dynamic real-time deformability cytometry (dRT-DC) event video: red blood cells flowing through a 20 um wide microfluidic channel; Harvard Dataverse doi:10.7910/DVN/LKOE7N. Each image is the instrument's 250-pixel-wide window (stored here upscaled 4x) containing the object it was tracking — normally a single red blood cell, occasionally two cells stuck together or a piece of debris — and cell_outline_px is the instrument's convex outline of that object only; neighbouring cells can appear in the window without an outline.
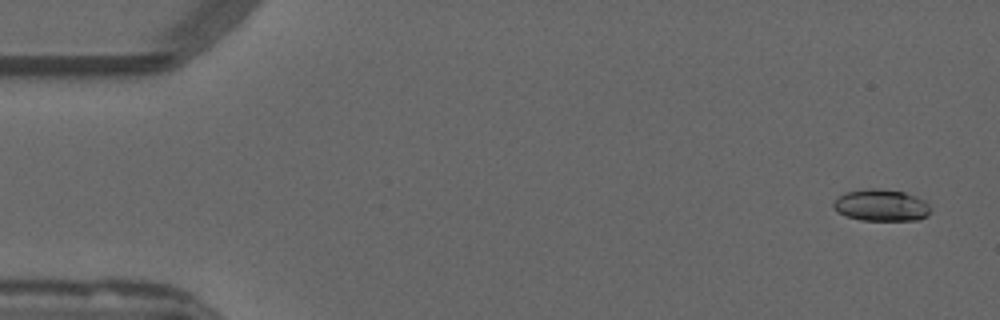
{"species": "common noctule bat (a hibernating species)", "species_latin": "Nyctalus noctula", "temperature_condition": "warm", "stored_images_in_passage": 52, "camera_frame_rate_fps": 3000, "um_per_image_px": 0.085, "animal": {"sex": "male", "forearm_length_mm": 52.5}, "frame": {"image": 1, "passage_image": 1, "time_ms": 0.0, "image_size_px": [1000, 320], "cell_outline_px": [[932, 212], [928, 216], [920, 220], [860, 220], [836, 212], [832, 204], [844, 192], [872, 188], [876, 188], [904, 192], [916, 196], [924, 200], [932, 208]], "centroid_in_image_um": [74.95, 17.46], "position_along_channel_um": 10.1, "area_um2": 18.09}}
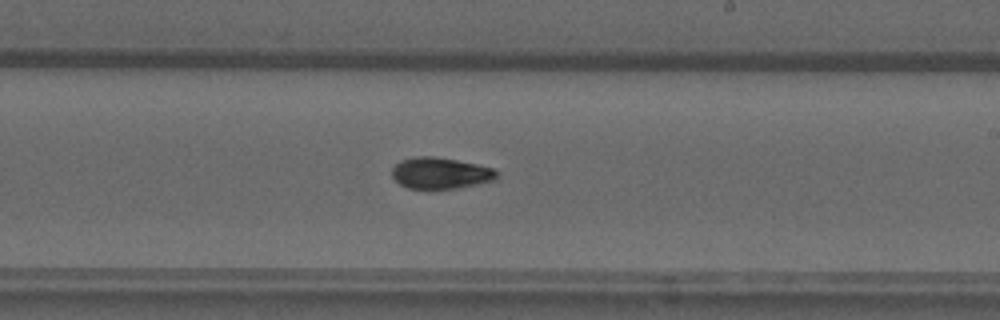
{"frame": {"image": 2, "passage_image": 30, "time_ms": 9.667, "image_size_px": [1000, 320], "cell_outline_px": [[496, 180], [456, 188], [432, 192], [408, 188], [400, 184], [392, 176], [392, 168], [400, 160], [416, 156], [432, 156], [456, 160], [496, 168]], "centroid_in_image_um": [37.41, 14.75], "position_along_channel_um": 251.6, "area_um2": 19.65}}
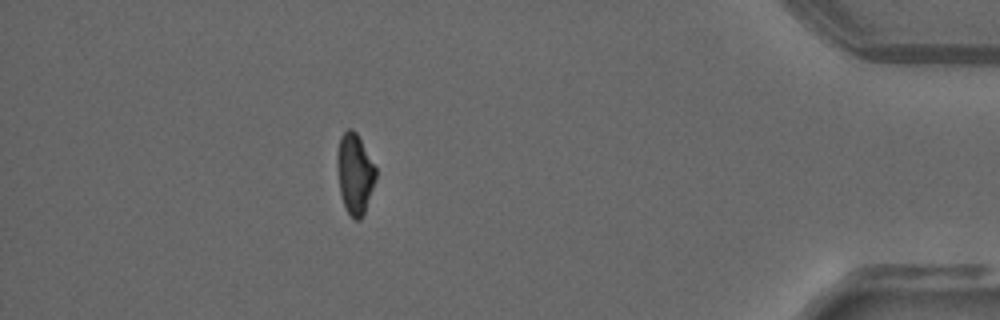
{"frame": {"image": 3, "passage_image": 46, "time_ms": 15.0, "image_size_px": [1000, 320], "cell_outline_px": [[376, 180], [364, 212], [360, 220], [356, 220], [348, 212], [344, 204], [340, 192], [336, 168], [336, 156], [340, 136], [348, 128], [352, 128], [356, 132], [376, 168]], "centroid_in_image_um": [30.14, 14.73], "position_along_channel_um": 405.1, "area_um2": 18.03}}